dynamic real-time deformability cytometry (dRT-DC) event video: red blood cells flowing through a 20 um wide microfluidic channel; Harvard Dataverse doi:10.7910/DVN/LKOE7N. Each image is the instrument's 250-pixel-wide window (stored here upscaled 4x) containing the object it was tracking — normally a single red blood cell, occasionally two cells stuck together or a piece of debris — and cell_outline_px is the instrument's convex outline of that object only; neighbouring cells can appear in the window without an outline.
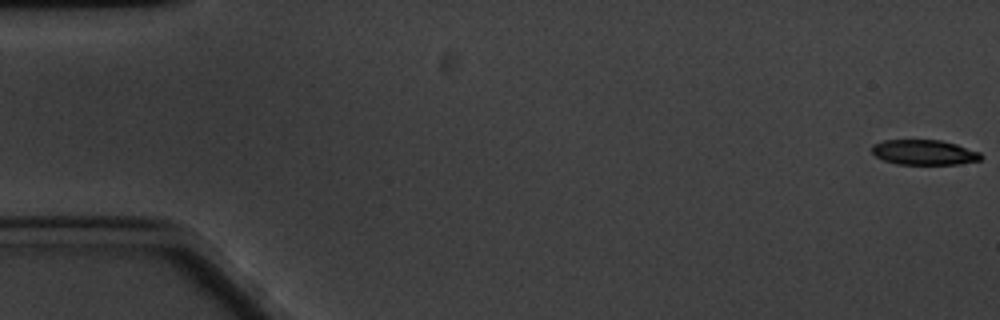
{"species": "common noctule bat (a hibernating species)", "species_latin": "Nyctalus noctula", "temperature_condition": "cold", "stored_images_in_passage": 62, "camera_frame_rate_fps": 3000, "um_per_image_px": 0.085, "animal": {"sex": "male", "body_mass_g": 20.1, "forearm_length_mm": 53.5}, "frame": {"image": 1, "passage_image": 1, "time_ms": 0.0, "image_size_px": [1000, 320], "cell_outline_px": [[984, 156], [980, 160], [960, 164], [896, 164], [884, 160], [876, 156], [872, 152], [872, 144], [884, 140], [940, 140], [956, 144], [980, 152]], "centroid_in_image_um": [78.56, 12.95], "position_along_channel_um": 6.4, "area_um2": 15.95}}
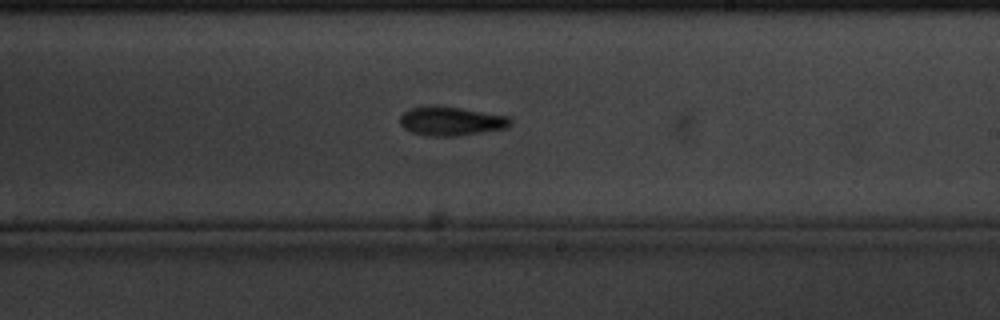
{"frame": {"image": 2, "passage_image": 36, "time_ms": 11.667, "image_size_px": [1000, 320], "cell_outline_px": [[512, 124], [508, 128], [456, 136], [432, 136], [412, 132], [404, 128], [400, 124], [400, 116], [408, 108], [432, 104], [436, 104], [512, 116]], "centroid_in_image_um": [38.37, 10.27], "position_along_channel_um": 250.6, "area_um2": 19.07}}
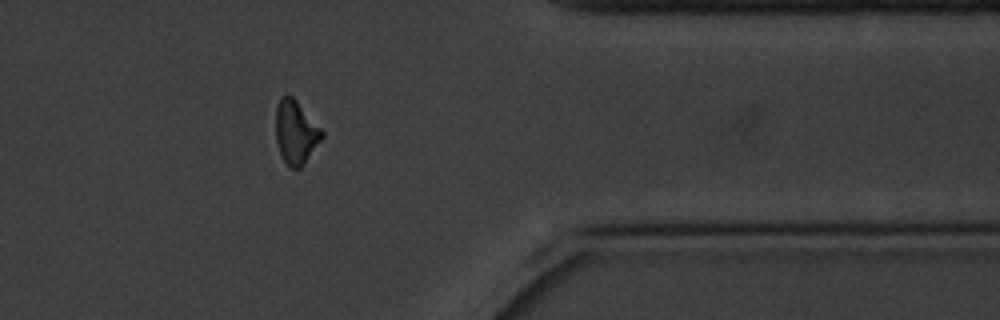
{"frame": {"image": 3, "passage_image": 50, "time_ms": 16.333, "image_size_px": [1000, 320], "cell_outline_px": [[324, 136], [304, 164], [300, 168], [288, 168], [284, 164], [276, 140], [276, 108], [280, 96], [292, 96], [296, 100], [324, 132]], "centroid_in_image_um": [25.13, 11.27], "position_along_channel_um": 386.3, "area_um2": 17.05}, "authors_computed_cell_mechanics": {"area_um2": 17.5712, "velocity_mm_per_s": 3.2685, "shape_relaxation_time_tau1_ms": 3.3889, "shape_relaxation_time_tau2_ms": null, "deformation_change_tau1": 0.1293, "deformation_change_tau2": null}}